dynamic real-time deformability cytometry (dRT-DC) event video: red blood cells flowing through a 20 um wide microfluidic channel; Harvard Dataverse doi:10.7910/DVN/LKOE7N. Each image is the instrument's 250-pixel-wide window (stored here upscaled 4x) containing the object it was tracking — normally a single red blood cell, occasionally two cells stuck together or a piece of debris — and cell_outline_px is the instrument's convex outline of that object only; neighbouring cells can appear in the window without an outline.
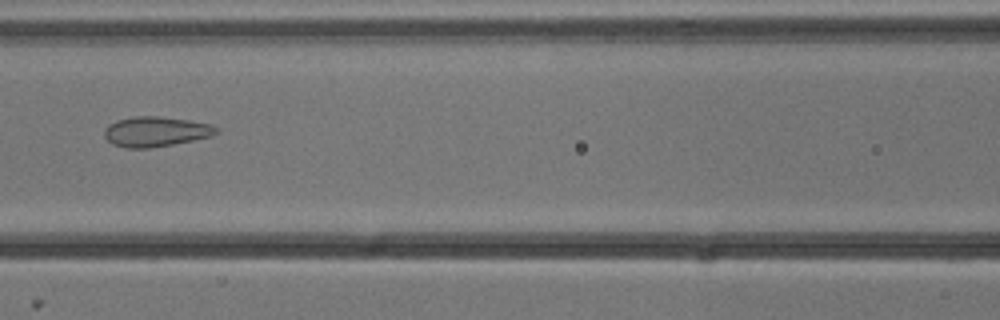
{"species": "common noctule bat (a hibernating species)", "species_latin": "Nyctalus noctula", "temperature_condition": "cold", "stored_images_in_passage": 8, "camera_frame_rate_fps": 3000, "um_per_image_px": 0.085, "animal": {"sex": "male", "body_mass_g": 13.3}, "frame": {"image": 1, "passage_image": 7, "time_ms": 2.0, "image_size_px": [1000, 320], "cell_outline_px": [[220, 132], [212, 136], [172, 144], [148, 148], [128, 148], [112, 144], [104, 136], [104, 128], [108, 124], [116, 120], [132, 116], [156, 116], [188, 120], [212, 124]], "centroid_in_image_um": [13.21, 11.18], "position_along_channel_um": 153.4, "area_um2": 19.59}}
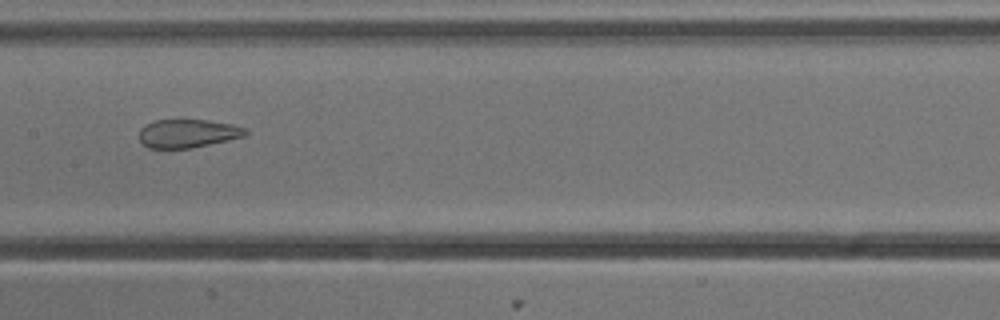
{"frame": {"image": 2, "passage_image": 8, "time_ms": 2.333, "image_size_px": [1000, 320], "cell_outline_px": [[248, 132], [244, 136], [228, 140], [192, 148], [148, 148], [140, 140], [140, 128], [144, 124], [156, 120], [208, 120], [232, 124], [248, 128]], "centroid_in_image_um": [15.97, 11.33], "position_along_channel_um": 191.4, "area_um2": 17.63}}